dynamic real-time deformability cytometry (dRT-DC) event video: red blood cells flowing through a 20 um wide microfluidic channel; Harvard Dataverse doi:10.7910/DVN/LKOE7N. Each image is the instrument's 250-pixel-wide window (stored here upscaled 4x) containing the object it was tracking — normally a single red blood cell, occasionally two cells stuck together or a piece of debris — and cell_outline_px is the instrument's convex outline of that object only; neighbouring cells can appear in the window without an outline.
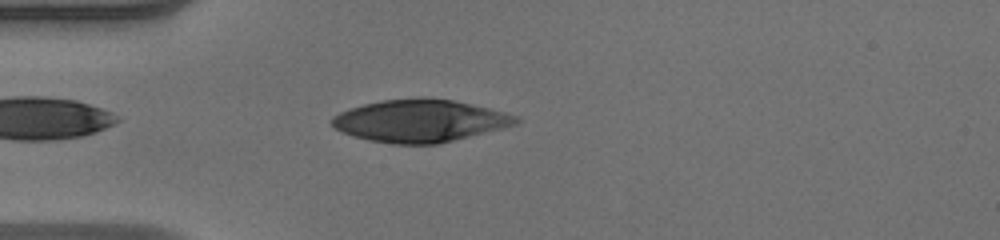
{"species": "human", "species_latin": "Homo sapiens", "temperature_condition": "warm", "stored_images_in_passage": 39, "camera_frame_rate_fps": 3000, "um_per_image_px": 0.085, "donor": {"sex": "male"}, "frame": {"image": 1, "passage_image": 4, "time_ms": 1.0, "image_size_px": [1000, 240], "cell_outline_px": [[520, 120], [516, 124], [504, 128], [440, 144], [392, 144], [368, 140], [352, 136], [336, 128], [332, 124], [332, 116], [340, 112], [364, 104], [384, 100], [452, 100], [488, 108], [520, 116]], "centroid_in_image_um": [35.73, 10.31], "position_along_channel_um": 49.3, "area_um2": 44.62}}
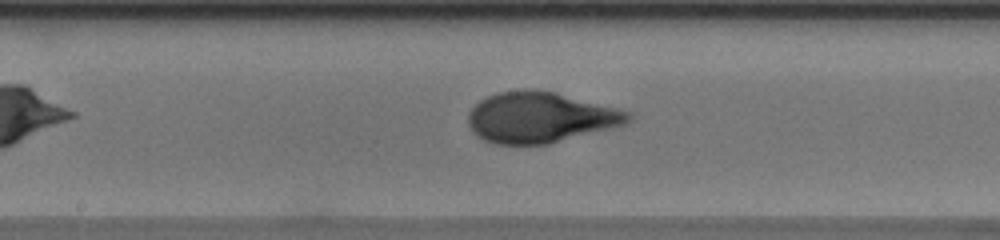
{"frame": {"image": 2, "passage_image": 16, "time_ms": 5.0, "image_size_px": [1000, 240], "cell_outline_px": [[632, 120], [624, 124], [612, 128], [548, 144], [496, 144], [484, 140], [476, 136], [472, 132], [468, 124], [468, 116], [472, 108], [480, 100], [496, 92], [536, 88], [556, 92], [632, 112]], "centroid_in_image_um": [45.92, 9.97], "position_along_channel_um": 202.3, "area_um2": 47.45}}
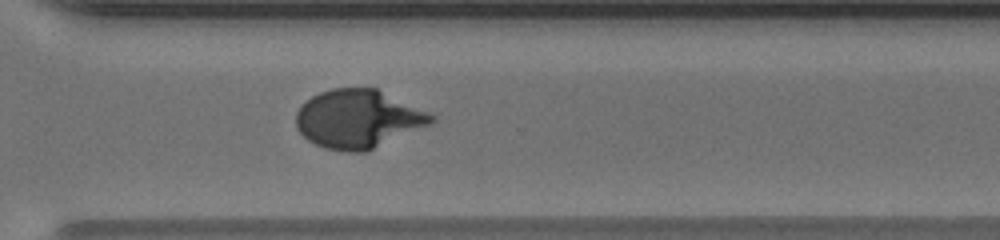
{"frame": {"image": 3, "passage_image": 26, "time_ms": 8.333, "image_size_px": [1000, 240], "cell_outline_px": [[436, 120], [432, 124], [364, 152], [348, 152], [324, 148], [308, 140], [296, 128], [296, 112], [300, 104], [312, 96], [320, 92], [332, 88], [376, 88], [428, 112], [436, 116]], "centroid_in_image_um": [30.43, 10.11], "position_along_channel_um": 340.2, "area_um2": 46.01}, "authors_computed_cell_mechanics": {"area_um2": 46.24, "velocity_mm_per_s": 4.1488, "shape_relaxation_time_tau1_ms": 4.935, "shape_relaxation_time_tau2_ms": null, "deformation_change_tau1": 0.2709, "deformation_change_tau2": null}}